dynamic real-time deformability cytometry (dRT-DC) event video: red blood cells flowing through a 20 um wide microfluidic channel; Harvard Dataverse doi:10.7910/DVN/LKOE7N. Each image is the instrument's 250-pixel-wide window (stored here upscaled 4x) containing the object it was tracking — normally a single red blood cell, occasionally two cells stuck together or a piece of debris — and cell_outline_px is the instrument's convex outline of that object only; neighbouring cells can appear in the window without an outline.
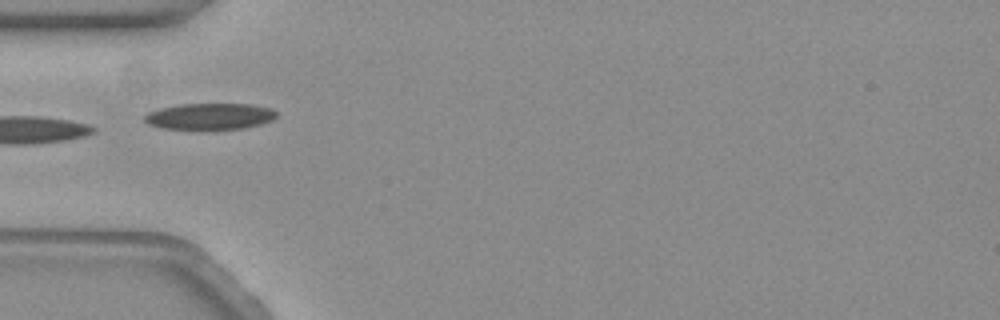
{"species": "common noctule bat (a hibernating species)", "species_latin": "Nyctalus noctula", "temperature_condition": "warm", "stored_images_in_passage": 27, "camera_frame_rate_fps": 3000, "um_per_image_px": 0.085, "animal": {"sex": "female", "body_mass_g": 19.3, "forearm_length_mm": 54.1}, "frame": {"image": 1, "passage_image": 1, "time_ms": 0.0, "image_size_px": [1000, 320], "cell_outline_px": [[276, 116], [272, 120], [260, 124], [240, 128], [208, 132], [200, 132], [164, 128], [148, 124], [144, 120], [144, 116], [148, 112], [160, 108], [180, 104], [252, 104], [272, 108], [276, 112]], "centroid_in_image_um": [17.8, 9.93], "position_along_channel_um": 67.2, "area_um2": 21.04}, "authors_computed_cell_mechanics": {"area_um2": 19.7098, "velocity_mm_per_s": 3.4432, "shape_relaxation_time_tau1_ms": null, "shape_relaxation_time_tau2_ms": 7.3324, "deformation_change_tau1": null, "deformation_change_tau2": 0.1378}}